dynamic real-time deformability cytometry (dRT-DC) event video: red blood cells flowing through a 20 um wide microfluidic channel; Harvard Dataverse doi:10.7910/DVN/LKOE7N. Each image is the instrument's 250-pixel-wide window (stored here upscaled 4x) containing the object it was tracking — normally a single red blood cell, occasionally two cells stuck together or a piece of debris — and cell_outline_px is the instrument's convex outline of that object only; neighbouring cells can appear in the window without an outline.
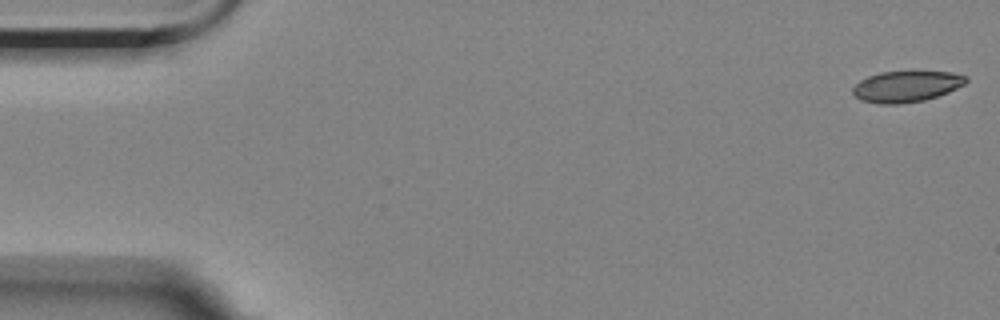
{"species": "Egyptian fruit bat (a non-hibernating species)", "species_latin": "Rousettus aegyptiacus", "temperature_condition": "room temperature", "stored_images_in_passage": 3, "camera_frame_rate_fps": 3000, "um_per_image_px": 0.085, "animal": {"sex": "female"}, "frame": {"image": 1, "passage_image": 1, "time_ms": 0.0, "image_size_px": [1000, 320], "cell_outline_px": [[968, 80], [964, 84], [948, 92], [924, 100], [900, 104], [876, 104], [860, 100], [852, 92], [852, 88], [860, 80], [868, 76], [880, 72], [952, 72], [968, 76]], "centroid_in_image_um": [77.02, 7.35], "position_along_channel_um": 8.0, "area_um2": 20.46}}